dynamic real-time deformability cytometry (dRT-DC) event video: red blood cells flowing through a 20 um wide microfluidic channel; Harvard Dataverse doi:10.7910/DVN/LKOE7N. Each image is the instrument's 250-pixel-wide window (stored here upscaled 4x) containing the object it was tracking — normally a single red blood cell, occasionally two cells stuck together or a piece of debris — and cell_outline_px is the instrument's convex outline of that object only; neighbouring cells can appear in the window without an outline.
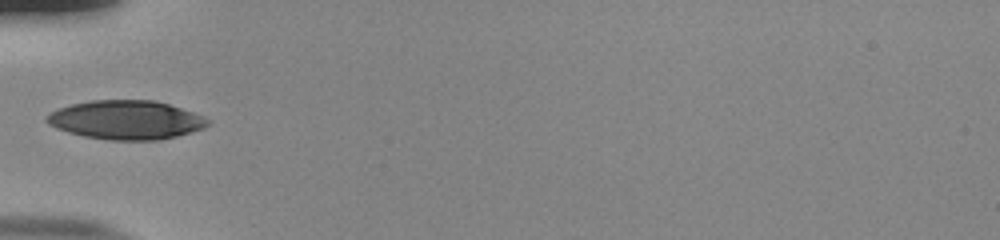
{"species": "human", "species_latin": "Homo sapiens", "temperature_condition": "room temperature", "stored_images_in_passage": 36, "camera_frame_rate_fps": 3000, "um_per_image_px": 0.085, "donor": {"sex": "male"}, "frame": {"image": 1, "passage_image": 1, "time_ms": 0.0, "image_size_px": [1000, 240], "cell_outline_px": [[212, 120], [204, 128], [192, 132], [160, 140], [108, 140], [84, 136], [68, 132], [56, 128], [48, 124], [44, 120], [52, 112], [60, 108], [72, 104], [92, 100], [156, 100], [204, 116]], "centroid_in_image_um": [10.74, 10.2], "position_along_channel_um": 74.3, "area_um2": 36.47}}
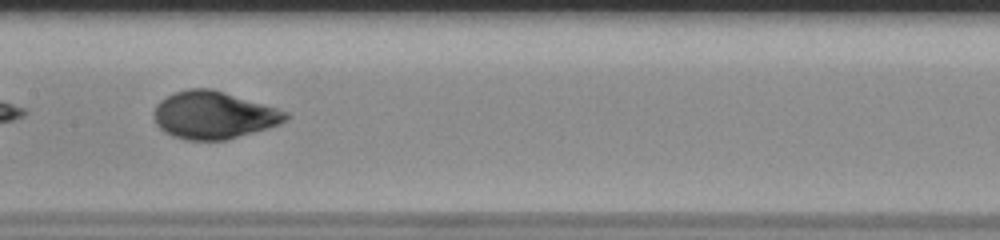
{"frame": {"image": 2, "passage_image": 10, "time_ms": 3.0, "image_size_px": [1000, 240], "cell_outline_px": [[292, 116], [288, 120], [280, 124], [268, 128], [224, 140], [188, 140], [172, 136], [164, 132], [156, 124], [152, 112], [156, 104], [160, 100], [176, 92], [188, 88], [212, 88], [276, 108], [288, 112]], "centroid_in_image_um": [18.15, 9.78], "position_along_channel_um": 189.2, "area_um2": 36.53}}
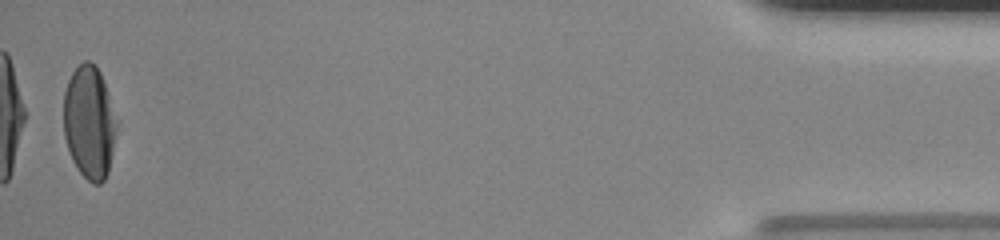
{"frame": {"image": 3, "passage_image": 35, "time_ms": 11.333, "image_size_px": [1000, 240], "cell_outline_px": [[120, 120], [108, 172], [104, 180], [100, 184], [92, 184], [76, 168], [72, 160], [64, 136], [64, 92], [68, 80], [72, 72], [84, 60], [88, 60], [96, 64], [100, 72]], "centroid_in_image_um": [7.63, 10.38], "position_along_channel_um": 427.6, "area_um2": 35.72}, "authors_computed_cell_mechanics": {"area_um2": 36.4718, "velocity_mm_per_s": 3.8172, "shape_relaxation_time_tau1_ms": 4.3759, "shape_relaxation_time_tau2_ms": null, "deformation_change_tau1": 0.1989, "deformation_change_tau2": null}}